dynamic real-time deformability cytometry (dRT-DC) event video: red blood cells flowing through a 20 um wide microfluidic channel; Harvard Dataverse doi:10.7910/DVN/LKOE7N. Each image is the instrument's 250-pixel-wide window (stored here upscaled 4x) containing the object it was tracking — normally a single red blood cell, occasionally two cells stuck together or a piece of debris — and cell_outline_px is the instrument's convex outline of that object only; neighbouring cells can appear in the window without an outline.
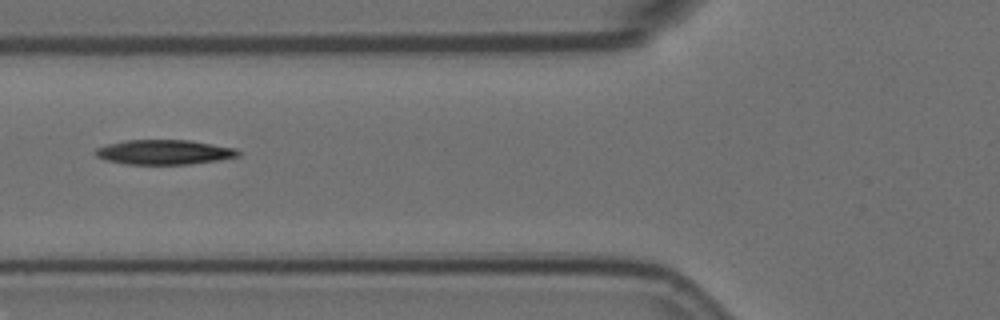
{"species": "Egyptian fruit bat (a non-hibernating species)", "species_latin": "Rousettus aegyptiacus", "temperature_condition": "room temperature", "stored_images_in_passage": 7, "camera_frame_rate_fps": 3000, "um_per_image_px": 0.085, "animal": {"sex": "female"}, "frame": {"image": 1, "passage_image": 3, "time_ms": 0.667, "image_size_px": [1000, 320], "cell_outline_px": [[240, 156], [220, 160], [192, 164], [124, 164], [104, 160], [96, 156], [92, 152], [96, 148], [108, 144], [124, 140], [188, 140], [236, 148], [240, 152]], "centroid_in_image_um": [13.93, 12.94], "position_along_channel_um": 111.9, "area_um2": 20.75}}
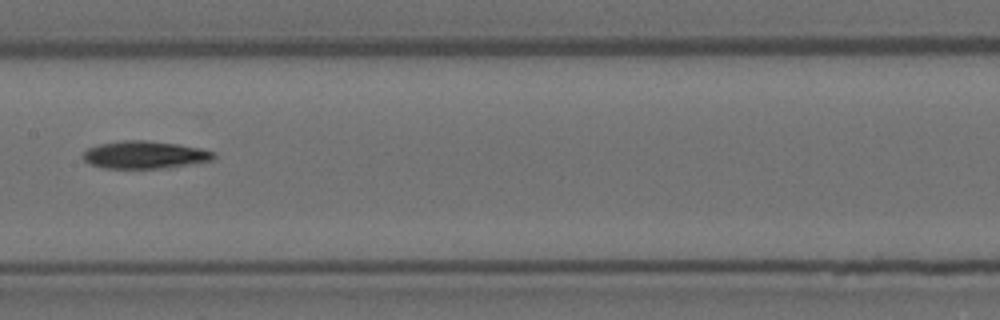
{"frame": {"image": 2, "passage_image": 5, "time_ms": 1.333, "image_size_px": [1000, 320], "cell_outline_px": [[216, 156], [212, 160], [168, 168], [100, 168], [88, 164], [84, 160], [84, 152], [88, 148], [100, 144], [120, 140], [144, 140], [180, 144], [200, 148], [216, 152]], "centroid_in_image_um": [12.31, 13.16], "position_along_channel_um": 195.1, "area_um2": 21.15}}
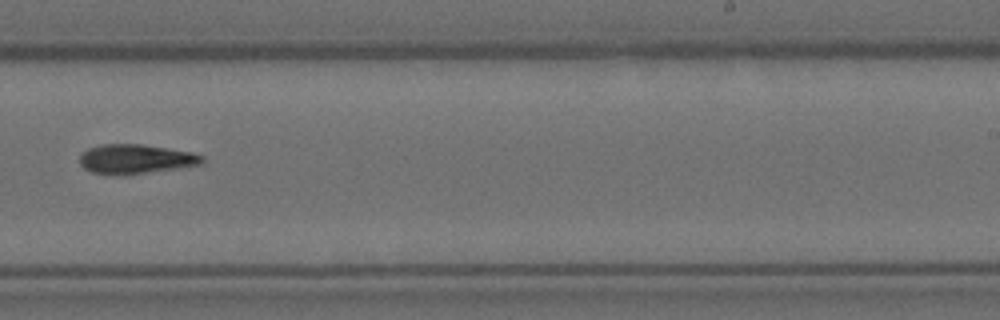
{"frame": {"image": 3, "passage_image": 7, "time_ms": 2.0, "image_size_px": [1000, 320], "cell_outline_px": [[204, 160], [200, 164], [176, 168], [144, 172], [92, 172], [84, 168], [80, 164], [80, 156], [88, 148], [100, 144], [144, 144], [192, 152], [204, 156]], "centroid_in_image_um": [11.56, 13.46], "position_along_channel_um": 277.4, "area_um2": 20.11}}